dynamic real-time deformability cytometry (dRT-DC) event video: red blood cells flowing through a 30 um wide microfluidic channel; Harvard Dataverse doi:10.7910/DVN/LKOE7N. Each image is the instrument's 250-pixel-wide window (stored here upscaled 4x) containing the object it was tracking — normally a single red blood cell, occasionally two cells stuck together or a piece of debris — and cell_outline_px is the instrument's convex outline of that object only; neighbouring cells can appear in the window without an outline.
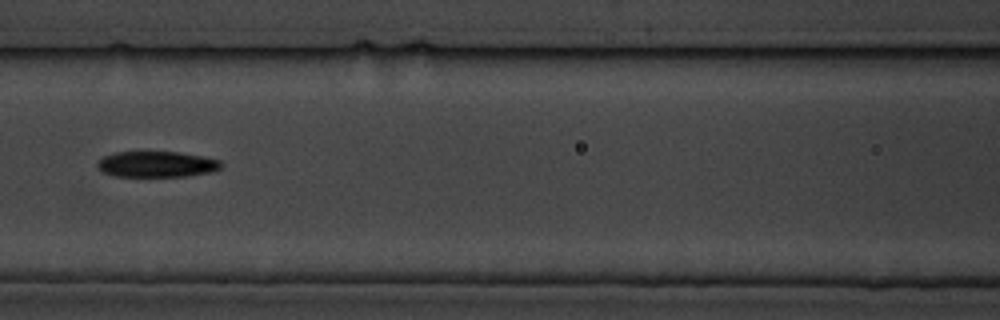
{"species": "common noctule bat (a hibernating species)", "species_latin": "Nyctalus noctula", "temperature_condition": "cold", "stored_images_in_passage": 13, "camera_frame_rate_fps": 3000, "um_per_image_px": 0.085, "animal": {"sex": "male", "body_mass_g": 19.5, "forearm_length_mm": 54.6}, "frame": {"image": 1, "passage_image": 3, "time_ms": 3.0, "image_size_px": [1000, 320], "cell_outline_px": [[220, 168], [212, 172], [188, 176], [116, 176], [104, 172], [96, 168], [96, 164], [104, 156], [116, 152], [180, 152], [204, 156], [220, 160]], "centroid_in_image_um": [13.33, 13.96], "position_along_channel_um": 153.3, "area_um2": 18.61}}
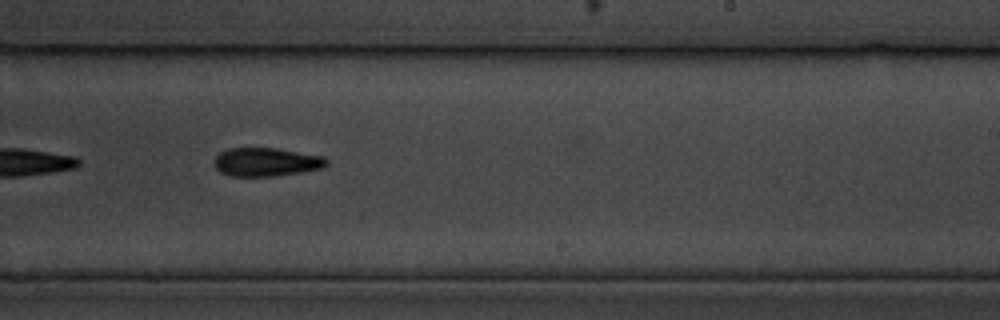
{"frame": {"image": 2, "passage_image": 6, "time_ms": 6.333, "image_size_px": [1000, 320], "cell_outline_px": [[328, 164], [324, 168], [276, 176], [228, 176], [220, 172], [212, 164], [212, 160], [220, 152], [228, 148], [276, 148], [324, 156], [328, 160]], "centroid_in_image_um": [22.61, 13.77], "position_along_channel_um": 266.4, "area_um2": 18.96}}
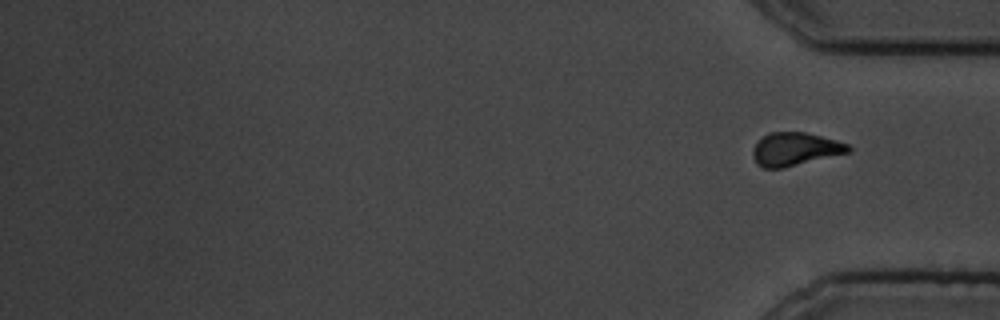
{"frame": {"image": 3, "passage_image": 13, "time_ms": 15.667, "image_size_px": [1000, 320], "cell_outline_px": [[852, 152], [784, 168], [764, 168], [756, 164], [752, 156], [752, 148], [768, 132], [804, 132], [836, 140], [848, 144], [852, 148]], "centroid_in_image_um": [67.59, 12.69], "position_along_channel_um": 367.6, "area_um2": 18.61}, "authors_computed_cell_mechanics": {"area_um2": 18.496, "velocity_mm_per_s": 3.3908, "shape_relaxation_time_tau1_ms": 2.7141, "shape_relaxation_time_tau2_ms": null, "deformation_change_tau1": 0.1415, "deformation_change_tau2": null}}